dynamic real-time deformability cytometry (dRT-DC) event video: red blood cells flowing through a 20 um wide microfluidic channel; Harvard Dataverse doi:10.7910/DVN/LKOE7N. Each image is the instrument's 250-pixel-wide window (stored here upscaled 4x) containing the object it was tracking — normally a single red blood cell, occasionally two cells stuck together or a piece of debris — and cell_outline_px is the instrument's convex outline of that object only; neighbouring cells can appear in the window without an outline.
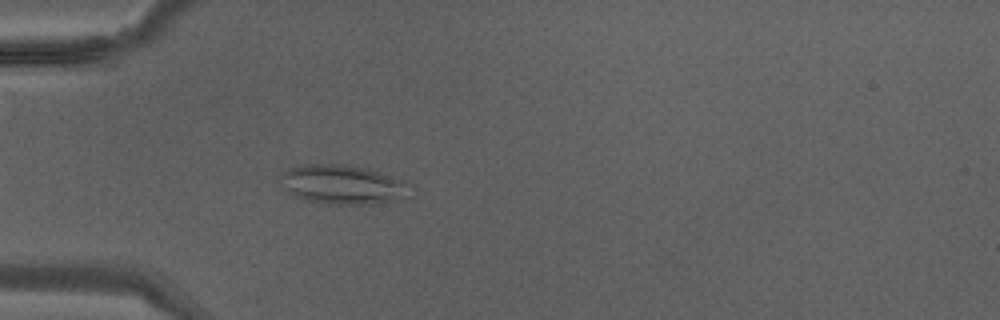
{"species": "Egyptian fruit bat (a non-hibernating species)", "species_latin": "Rousettus aegyptiacus", "temperature_condition": "warm", "stored_images_in_passage": 40, "camera_frame_rate_fps": 3000, "um_per_image_px": 0.085, "animal": {"sex": "male"}, "frame": {"image": 1, "passage_image": 12, "time_ms": 3.667, "image_size_px": [1000, 320], "cell_outline_px": [[400, 196], [392, 200], [364, 204], [332, 204], [304, 200], [288, 192], [280, 184], [284, 172], [288, 168], [296, 164], [344, 164], [364, 168], [376, 172], [396, 180], [400, 184]], "centroid_in_image_um": [28.82, 15.66], "position_along_channel_um": 56.2, "area_um2": 27.92}}
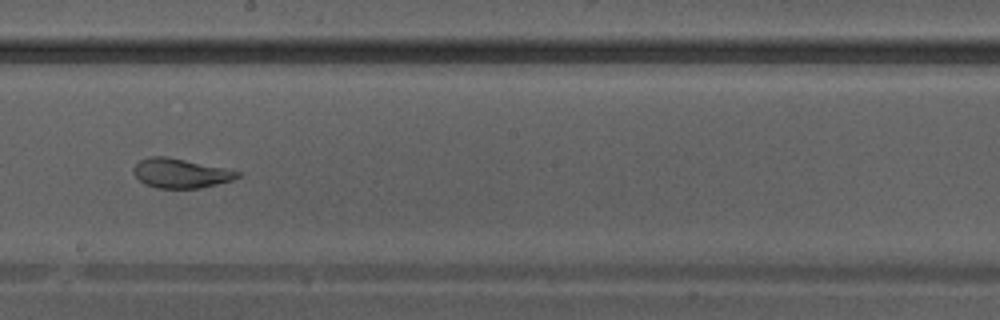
{"frame": {"image": 2, "passage_image": 23, "time_ms": 7.333, "image_size_px": [1000, 320], "cell_outline_px": [[240, 176], [232, 180], [200, 188], [156, 188], [144, 184], [132, 172], [132, 168], [140, 160], [148, 156], [168, 156], [224, 168], [240, 172]], "centroid_in_image_um": [15.3, 14.72], "position_along_channel_um": 232.9, "area_um2": 17.8}}